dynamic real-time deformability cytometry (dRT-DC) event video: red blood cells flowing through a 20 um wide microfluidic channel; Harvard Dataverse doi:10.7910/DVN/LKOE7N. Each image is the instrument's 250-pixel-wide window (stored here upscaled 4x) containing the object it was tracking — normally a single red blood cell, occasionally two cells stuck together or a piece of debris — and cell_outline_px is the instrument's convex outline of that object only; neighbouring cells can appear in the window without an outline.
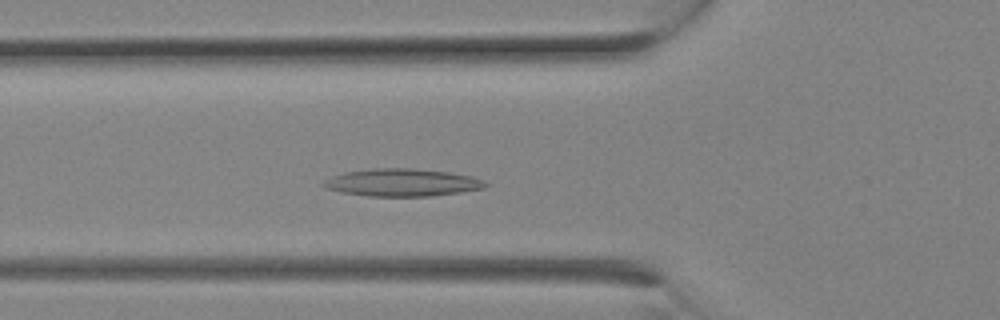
{"species": "Egyptian fruit bat (a non-hibernating species)", "species_latin": "Rousettus aegyptiacus", "temperature_condition": "room temperature", "stored_images_in_passage": 15, "camera_frame_rate_fps": 3000, "um_per_image_px": 0.085, "animal": {"sex": "female"}, "frame": {"image": 1, "passage_image": 7, "time_ms": 2.0, "image_size_px": [1000, 320], "cell_outline_px": [[488, 184], [484, 188], [460, 192], [428, 196], [368, 196], [344, 192], [328, 188], [320, 184], [324, 180], [332, 176], [344, 172], [372, 168], [412, 168], [448, 172], [468, 176], [484, 180]], "centroid_in_image_um": [34.16, 15.51], "position_along_channel_um": 91.6, "area_um2": 25.72}}
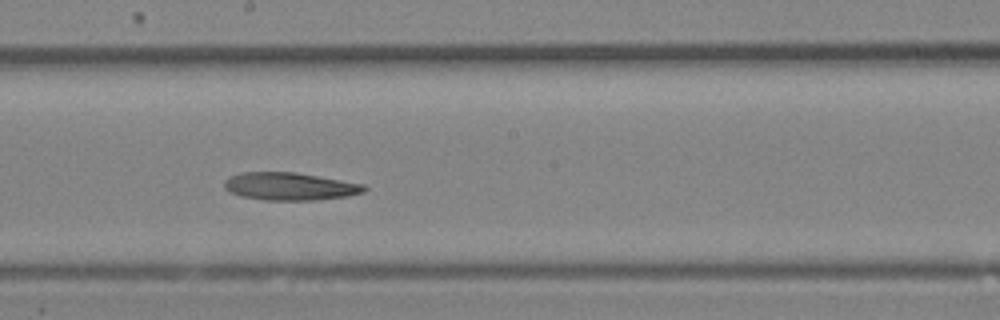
{"frame": {"image": 2, "passage_image": 12, "time_ms": 3.667, "image_size_px": [1000, 320], "cell_outline_px": [[368, 188], [364, 192], [348, 196], [316, 200], [264, 200], [240, 196], [228, 192], [224, 188], [224, 180], [232, 176], [244, 172], [296, 172], [364, 184]], "centroid_in_image_um": [24.63, 15.85], "position_along_channel_um": 223.6, "area_um2": 22.66}}
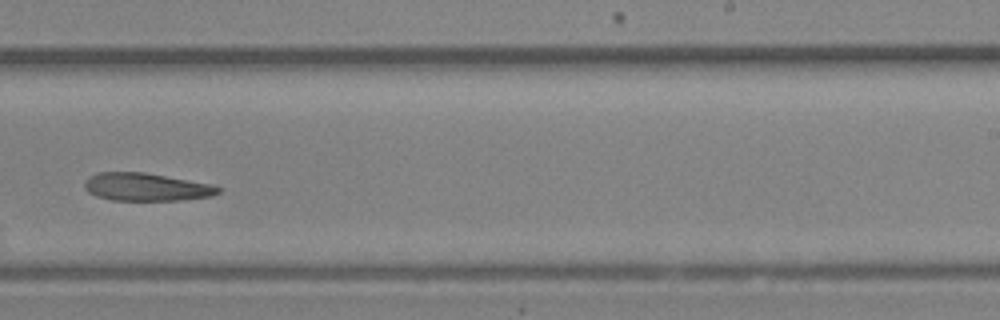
{"frame": {"image": 3, "passage_image": 14, "time_ms": 4.333, "image_size_px": [1000, 320], "cell_outline_px": [[224, 188], [220, 192], [212, 196], [180, 200], [112, 200], [96, 196], [88, 192], [84, 188], [84, 180], [88, 176], [96, 172], [144, 172], [212, 184]], "centroid_in_image_um": [12.42, 15.89], "position_along_channel_um": 276.6, "area_um2": 21.91}}